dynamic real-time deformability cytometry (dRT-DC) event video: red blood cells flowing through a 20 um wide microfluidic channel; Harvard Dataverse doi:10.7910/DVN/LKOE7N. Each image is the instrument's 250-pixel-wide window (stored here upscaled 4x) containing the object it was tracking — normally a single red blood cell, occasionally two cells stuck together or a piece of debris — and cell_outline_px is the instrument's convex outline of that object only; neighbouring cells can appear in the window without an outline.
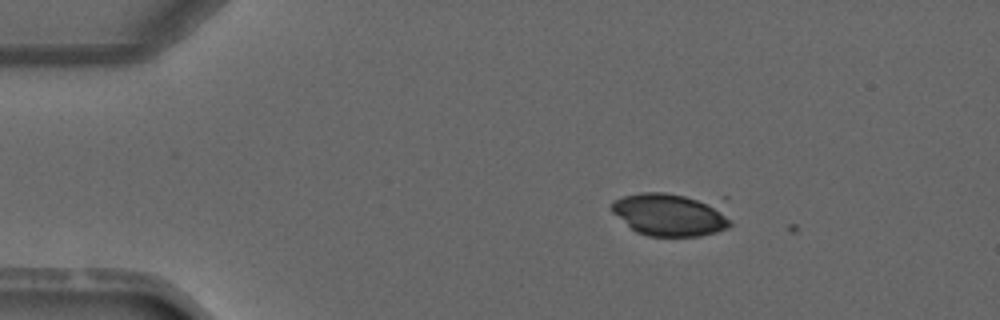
{"species": "common noctule bat (a hibernating species)", "species_latin": "Nyctalus noctula", "temperature_condition": "warm", "stored_images_in_passage": 2, "camera_frame_rate_fps": 3000, "um_per_image_px": 0.085, "animal": {"sex": "male", "forearm_length_mm": 52.5}, "frame": {"image": 1, "passage_image": 1, "time_ms": 0.0, "image_size_px": [1000, 320], "cell_outline_px": [[732, 224], [728, 228], [716, 232], [700, 236], [648, 236], [636, 232], [612, 212], [612, 200], [624, 196], [640, 192], [664, 192], [684, 196], [716, 204], [732, 220]], "centroid_in_image_um": [56.93, 18.26], "position_along_channel_um": 28.1, "area_um2": 29.3}}